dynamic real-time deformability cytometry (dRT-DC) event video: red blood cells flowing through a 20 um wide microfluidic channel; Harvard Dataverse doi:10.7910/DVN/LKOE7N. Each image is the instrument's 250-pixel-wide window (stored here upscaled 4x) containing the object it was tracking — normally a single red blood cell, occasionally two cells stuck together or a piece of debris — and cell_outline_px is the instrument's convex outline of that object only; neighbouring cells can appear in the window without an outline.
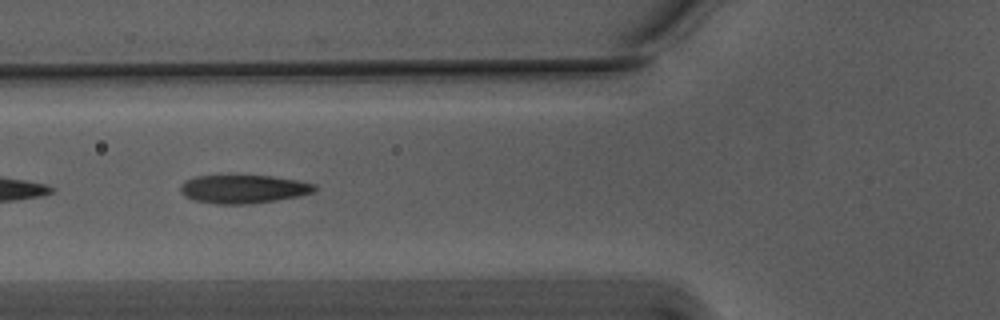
{"species": "Egyptian fruit bat (a non-hibernating species)", "species_latin": "Rousettus aegyptiacus", "temperature_condition": "warm", "stored_images_in_passage": 11, "camera_frame_rate_fps": 3000, "um_per_image_px": 0.085, "animal": {"sex": "male"}, "frame": {"image": 1, "passage_image": 4, "time_ms": 1.0, "image_size_px": [1000, 320], "cell_outline_px": [[316, 192], [300, 196], [252, 204], [216, 204], [196, 200], [184, 196], [180, 192], [180, 184], [184, 180], [196, 176], [272, 176], [296, 180], [316, 184]], "centroid_in_image_um": [20.7, 16.07], "position_along_channel_um": 105.1, "area_um2": 22.31}}
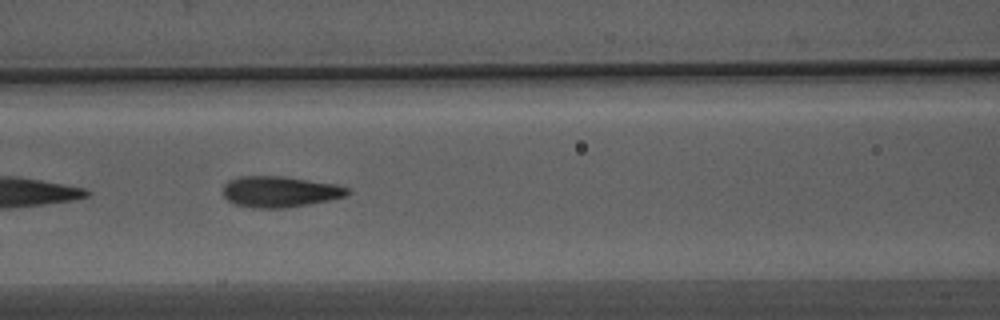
{"frame": {"image": 2, "passage_image": 7, "time_ms": 2.0, "image_size_px": [1000, 320], "cell_outline_px": [[352, 192], [348, 196], [308, 204], [284, 208], [252, 208], [236, 204], [228, 200], [224, 196], [224, 184], [228, 180], [240, 176], [280, 176], [336, 184], [348, 188]], "centroid_in_image_um": [23.8, 16.29], "position_along_channel_um": 142.8, "area_um2": 22.43}}